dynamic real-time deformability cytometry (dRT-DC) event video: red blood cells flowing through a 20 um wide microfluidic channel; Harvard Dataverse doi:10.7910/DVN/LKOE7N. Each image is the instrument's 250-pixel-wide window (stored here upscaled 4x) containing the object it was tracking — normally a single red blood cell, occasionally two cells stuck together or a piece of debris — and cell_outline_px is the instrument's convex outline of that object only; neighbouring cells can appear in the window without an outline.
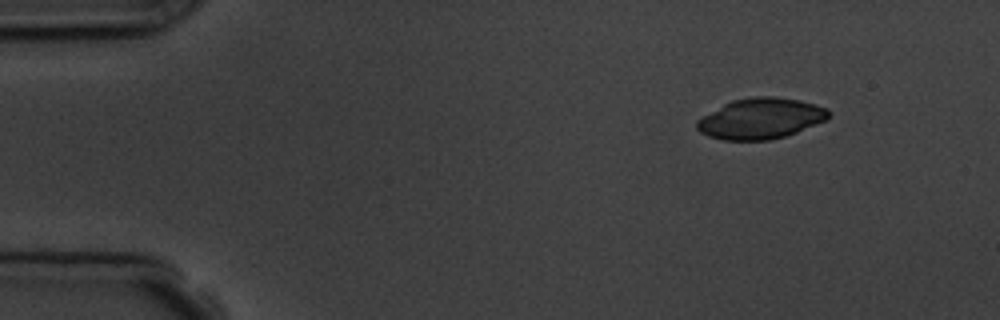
{"species": "common noctule bat (a hibernating species)", "species_latin": "Nyctalus noctula", "temperature_condition": "room temperature", "stored_images_in_passage": 5, "segment_of_instrument_passage": [1, 2], "camera_frame_rate_fps": 3000, "um_per_image_px": 0.085, "animal": {"sex": "male", "body_mass_g": 19.5, "forearm_length_mm": 54.6}, "frame": {"image": 1, "passage_image": 1, "time_ms": 0.0, "image_size_px": [1000, 320], "cell_outline_px": [[828, 116], [824, 120], [796, 132], [784, 136], [768, 140], [724, 140], [708, 136], [700, 132], [696, 128], [696, 120], [724, 104], [732, 100], [752, 96], [772, 96], [800, 100], [816, 104], [828, 108]], "centroid_in_image_um": [64.62, 10.06], "position_along_channel_um": 20.4, "area_um2": 31.04}}